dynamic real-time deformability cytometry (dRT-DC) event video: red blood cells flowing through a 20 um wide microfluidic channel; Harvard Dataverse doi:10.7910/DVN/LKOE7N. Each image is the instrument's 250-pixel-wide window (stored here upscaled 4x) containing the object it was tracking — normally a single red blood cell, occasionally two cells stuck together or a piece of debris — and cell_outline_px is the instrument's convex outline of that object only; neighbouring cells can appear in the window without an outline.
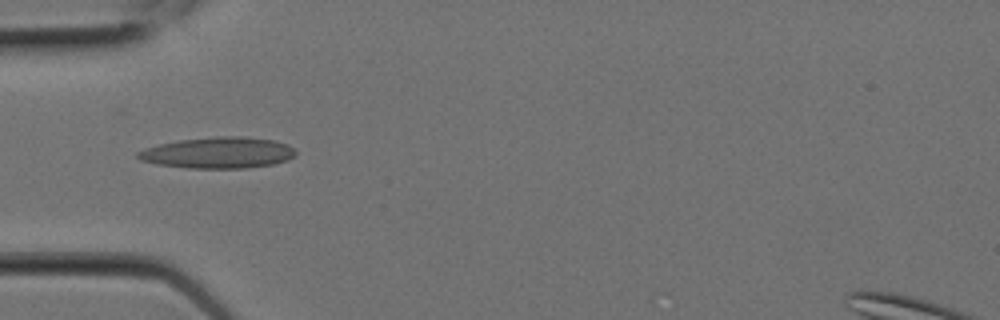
{"species": "Egyptian fruit bat (a non-hibernating species)", "species_latin": "Rousettus aegyptiacus", "temperature_condition": "room temperature", "stored_images_in_passage": 3, "camera_frame_rate_fps": 3000, "um_per_image_px": 0.085, "animal": {"sex": "female"}, "frame": {"image": 1, "passage_image": 1, "time_ms": 0.0, "image_size_px": [1000, 320], "cell_outline_px": [[296, 156], [288, 160], [272, 164], [248, 168], [188, 168], [156, 164], [140, 160], [136, 156], [136, 152], [144, 148], [160, 144], [180, 140], [216, 136], [240, 136], [276, 140], [288, 144], [296, 152]], "centroid_in_image_um": [18.55, 12.98], "position_along_channel_um": 66.5, "area_um2": 28.84}}
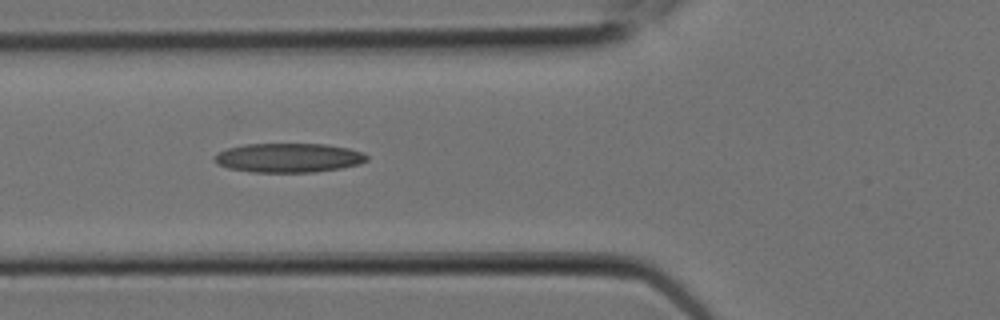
{"frame": {"image": 2, "passage_image": 2, "time_ms": 0.333, "image_size_px": [1000, 320], "cell_outline_px": [[368, 160], [360, 164], [340, 168], [312, 172], [252, 172], [228, 168], [216, 164], [212, 160], [212, 156], [228, 148], [244, 144], [324, 144], [348, 148], [364, 152], [368, 156]], "centroid_in_image_um": [24.51, 13.41], "position_along_channel_um": 101.3, "area_um2": 26.07}}
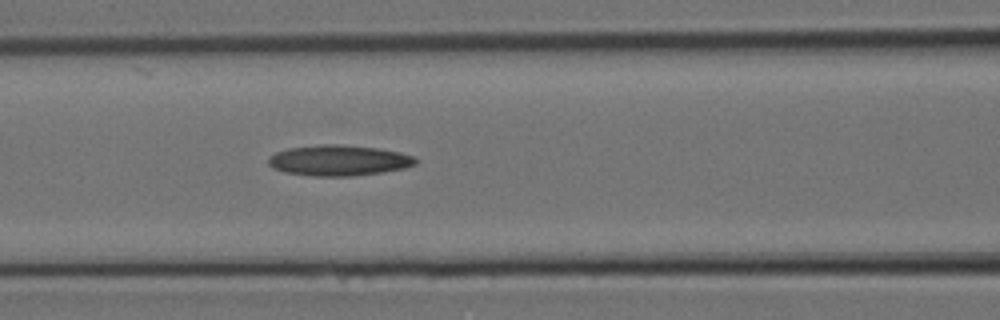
{"frame": {"image": 3, "passage_image": 3, "time_ms": 0.667, "image_size_px": [1000, 320], "cell_outline_px": [[416, 164], [404, 168], [384, 172], [352, 176], [312, 176], [284, 172], [272, 168], [268, 164], [268, 156], [276, 152], [288, 148], [324, 144], [340, 144], [380, 148], [400, 152], [412, 156], [416, 160]], "centroid_in_image_um": [28.77, 13.63], "position_along_channel_um": 137.8, "area_um2": 26.47}}